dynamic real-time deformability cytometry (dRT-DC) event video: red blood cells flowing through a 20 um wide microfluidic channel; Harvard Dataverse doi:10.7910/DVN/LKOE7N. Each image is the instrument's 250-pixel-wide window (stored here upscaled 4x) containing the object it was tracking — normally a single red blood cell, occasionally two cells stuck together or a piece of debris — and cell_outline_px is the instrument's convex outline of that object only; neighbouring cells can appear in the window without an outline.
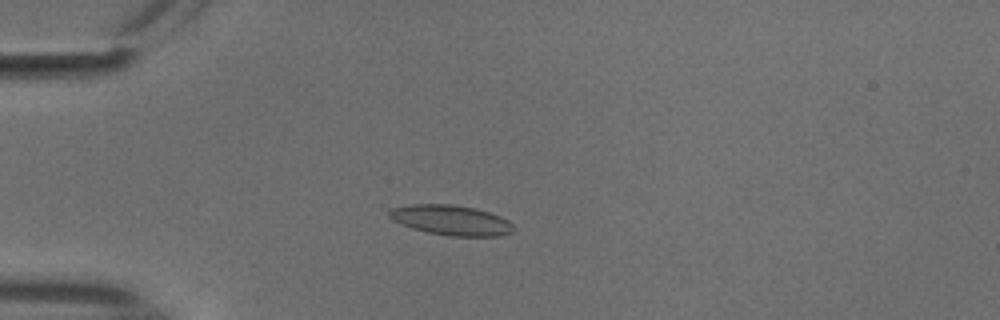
{"species": "common noctule bat (a hibernating species)", "species_latin": "Nyctalus noctula", "temperature_condition": "cold", "stored_images_in_passage": 55, "camera_frame_rate_fps": 3000, "um_per_image_px": 0.085, "animal": {"sex": "male", "body_mass_g": 18.8}, "frame": {"image": 1, "passage_image": 15, "time_ms": 4.667, "image_size_px": [1000, 320], "cell_outline_px": [[516, 228], [512, 232], [500, 236], [452, 236], [428, 232], [412, 228], [400, 224], [392, 220], [388, 216], [388, 212], [392, 208], [412, 204], [452, 204], [476, 208], [500, 216], [508, 220]], "centroid_in_image_um": [38.35, 18.71], "position_along_channel_um": 46.7, "area_um2": 21.85}}
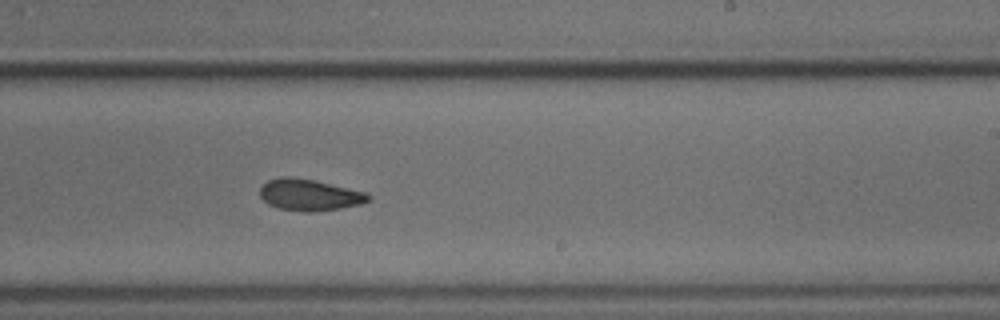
{"frame": {"image": 2, "passage_image": 34, "time_ms": 11.0, "image_size_px": [1000, 320], "cell_outline_px": [[372, 200], [360, 204], [340, 208], [312, 212], [304, 212], [280, 208], [268, 204], [260, 196], [260, 188], [268, 180], [284, 176], [288, 176], [312, 180], [368, 192], [372, 196]], "centroid_in_image_um": [26.34, 16.57], "position_along_channel_um": 262.7, "area_um2": 19.83}}
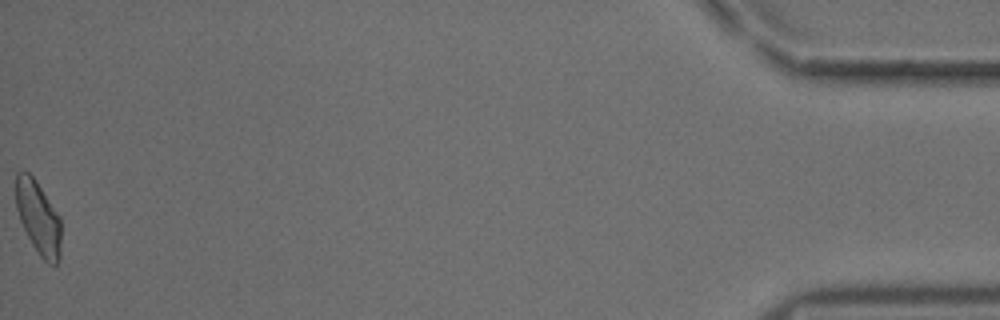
{"frame": {"image": 3, "passage_image": 55, "time_ms": 18.0, "image_size_px": [1000, 320], "cell_outline_px": [[60, 260], [56, 264], [48, 264], [40, 256], [32, 244], [20, 220], [16, 208], [16, 172], [20, 168], [24, 168], [36, 180], [60, 216]], "centroid_in_image_um": [3.25, 18.46], "position_along_channel_um": 432.0, "area_um2": 19.42}, "authors_computed_cell_mechanics": {"area_um2": 19.8254, "velocity_mm_per_s": 3.7361, "shape_relaxation_time_tau1_ms": 9.4883, "shape_relaxation_time_tau2_ms": 3.4176, "deformation_change_tau1": 0.1634, "deformation_change_tau2": 0.0835}}